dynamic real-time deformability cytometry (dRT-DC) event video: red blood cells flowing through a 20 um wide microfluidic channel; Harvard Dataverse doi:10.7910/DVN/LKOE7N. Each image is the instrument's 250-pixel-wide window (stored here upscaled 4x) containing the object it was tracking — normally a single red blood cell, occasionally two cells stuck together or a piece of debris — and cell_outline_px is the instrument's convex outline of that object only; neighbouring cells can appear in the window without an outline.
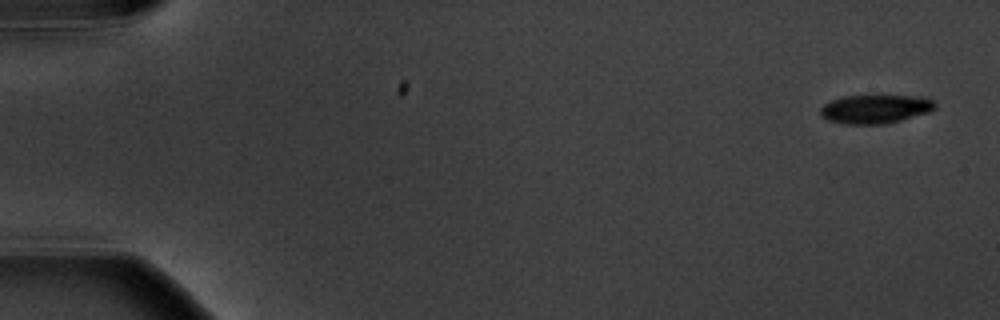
{"species": "common noctule bat (a hibernating species)", "species_latin": "Nyctalus noctula", "temperature_condition": "warm", "stored_images_in_passage": 11, "camera_frame_rate_fps": 3000, "um_per_image_px": 0.085, "animal": {"sex": "male", "body_mass_g": 20.1, "forearm_length_mm": 53.5}, "frame": {"image": 1, "passage_image": 1, "time_ms": 0.0, "image_size_px": [1000, 320], "cell_outline_px": [[936, 108], [928, 112], [900, 120], [884, 124], [844, 124], [828, 120], [820, 116], [820, 108], [824, 104], [832, 100], [844, 96], [924, 96], [932, 100], [936, 104]], "centroid_in_image_um": [74.38, 9.27], "position_along_channel_um": 10.6, "area_um2": 19.13}}
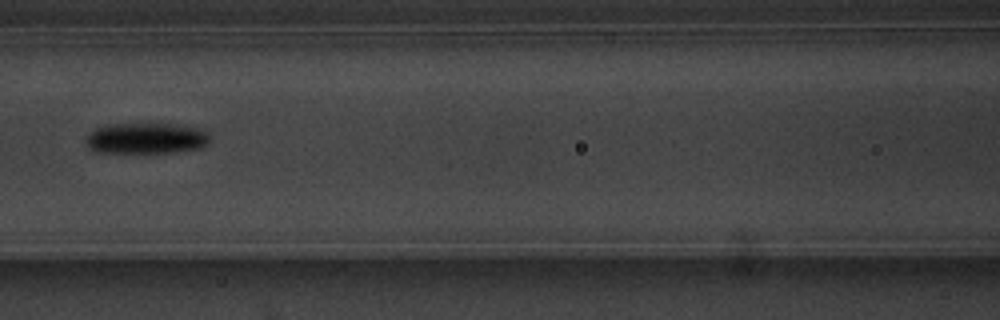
{"frame": {"image": 2, "passage_image": 7, "time_ms": 8.0, "image_size_px": [1000, 320], "cell_outline_px": [[208, 144], [200, 148], [176, 152], [96, 152], [88, 148], [84, 140], [96, 128], [108, 124], [176, 124], [200, 128], [208, 132]], "centroid_in_image_um": [12.43, 11.75], "position_along_channel_um": 154.2, "area_um2": 22.31}}
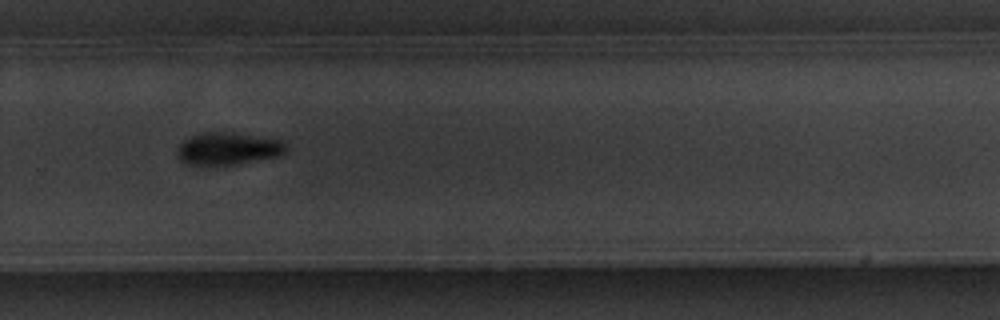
{"frame": {"image": 3, "passage_image": 11, "time_ms": 12.333, "image_size_px": [1000, 320], "cell_outline_px": [[288, 148], [280, 156], [236, 164], [188, 164], [180, 160], [176, 156], [176, 152], [180, 144], [184, 140], [192, 136], [204, 132], [232, 132], [280, 140]], "centroid_in_image_um": [19.37, 12.63], "position_along_channel_um": 310.4, "area_um2": 20.29}}